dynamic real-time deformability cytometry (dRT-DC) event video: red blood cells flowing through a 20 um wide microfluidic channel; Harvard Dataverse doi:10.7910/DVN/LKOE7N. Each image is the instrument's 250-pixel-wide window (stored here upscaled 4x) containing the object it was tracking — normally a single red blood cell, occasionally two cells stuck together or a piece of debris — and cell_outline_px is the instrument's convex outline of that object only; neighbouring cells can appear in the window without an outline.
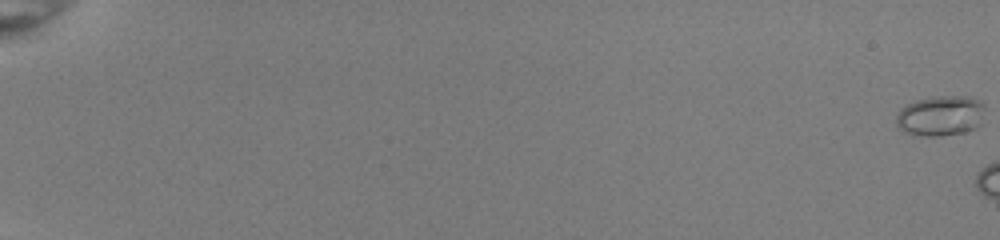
{"species": "common noctule bat (a hibernating species)", "species_latin": "Nyctalus noctula", "temperature_condition": "room temperature", "stored_images_in_passage": 7, "camera_frame_rate_fps": 3000, "um_per_image_px": 0.085, "animal": {"sex": "female", "body_mass_g": 22.0, "forearm_length_mm": 56.7}, "frame": {"image": 1, "passage_image": 1, "time_ms": 0.0, "image_size_px": [1000, 240], "cell_outline_px": [[984, 124], [976, 128], [964, 132], [940, 136], [924, 136], [904, 132], [896, 124], [896, 116], [900, 108], [916, 100], [932, 96], [968, 96], [980, 100], [984, 104]], "centroid_in_image_um": [79.99, 9.84], "position_along_channel_um": 5.0, "area_um2": 21.27}}